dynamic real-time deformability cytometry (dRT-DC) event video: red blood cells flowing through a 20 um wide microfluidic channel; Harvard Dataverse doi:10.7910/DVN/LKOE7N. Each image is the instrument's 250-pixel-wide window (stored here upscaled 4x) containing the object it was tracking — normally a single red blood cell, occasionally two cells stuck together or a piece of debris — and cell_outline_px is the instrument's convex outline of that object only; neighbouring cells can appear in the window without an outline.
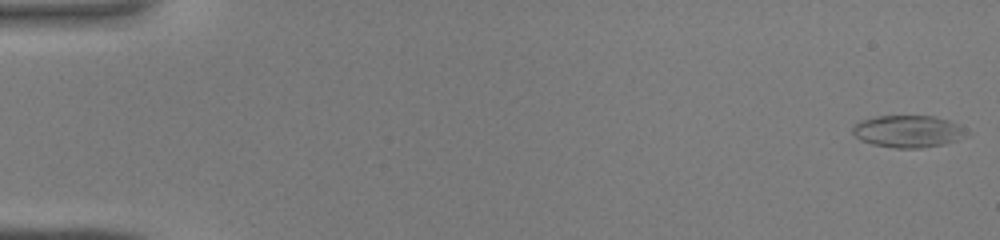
{"species": "common noctule bat (a hibernating species)", "species_latin": "Nyctalus noctula", "temperature_condition": "warm", "stored_images_in_passage": 15, "camera_frame_rate_fps": 3000, "um_per_image_px": 0.085, "animal": {"sex": "male", "body_mass_g": 19.0, "forearm_length_mm": 50.8}, "frame": {"image": 1, "passage_image": 1, "time_ms": 0.0, "image_size_px": [1000, 240], "cell_outline_px": [[968, 136], [944, 144], [920, 148], [896, 148], [872, 144], [860, 140], [852, 132], [852, 128], [860, 120], [876, 116], [932, 116], [948, 120], [956, 124]], "centroid_in_image_um": [77.13, 11.17], "position_along_channel_um": 7.9, "area_um2": 21.04}}
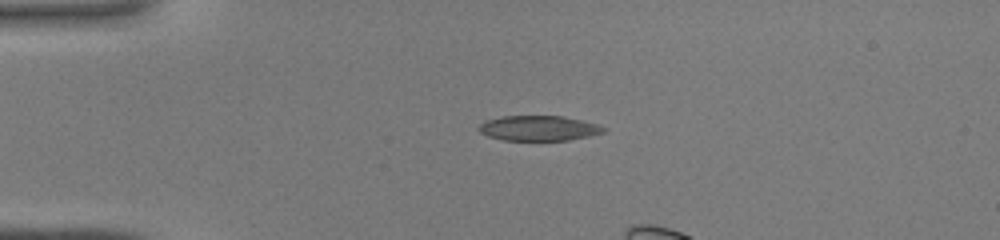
{"frame": {"image": 2, "passage_image": 11, "time_ms": 3.333, "image_size_px": [1000, 240], "cell_outline_px": [[608, 128], [604, 132], [588, 136], [568, 140], [504, 140], [488, 136], [480, 132], [476, 128], [484, 120], [504, 116], [560, 116], [584, 120]], "centroid_in_image_um": [45.77, 10.89], "position_along_channel_um": 39.2, "area_um2": 18.26}}